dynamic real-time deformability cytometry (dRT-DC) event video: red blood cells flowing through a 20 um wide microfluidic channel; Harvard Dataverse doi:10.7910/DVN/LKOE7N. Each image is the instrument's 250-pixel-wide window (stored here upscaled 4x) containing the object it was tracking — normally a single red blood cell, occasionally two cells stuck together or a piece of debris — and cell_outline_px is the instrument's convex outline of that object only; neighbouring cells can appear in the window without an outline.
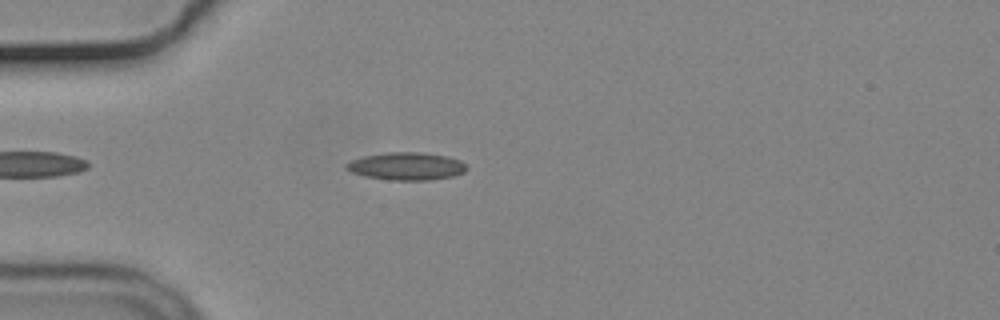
{"species": "common noctule bat (a hibernating species)", "species_latin": "Nyctalus noctula", "temperature_condition": "cold", "stored_images_in_passage": 30, "camera_frame_rate_fps": 3000, "um_per_image_px": 0.085, "animal": {"sex": "male", "body_mass_g": 19.2, "forearm_length_mm": 51.8}, "frame": {"image": 1, "passage_image": 6, "time_ms": 1.667, "image_size_px": [1000, 320], "cell_outline_px": [[468, 168], [464, 172], [452, 176], [432, 180], [392, 180], [364, 176], [352, 172], [344, 168], [344, 164], [352, 160], [364, 156], [388, 152], [420, 152], [448, 156], [460, 160]], "centroid_in_image_um": [34.54, 14.13], "position_along_channel_um": 50.5, "area_um2": 19.42}}
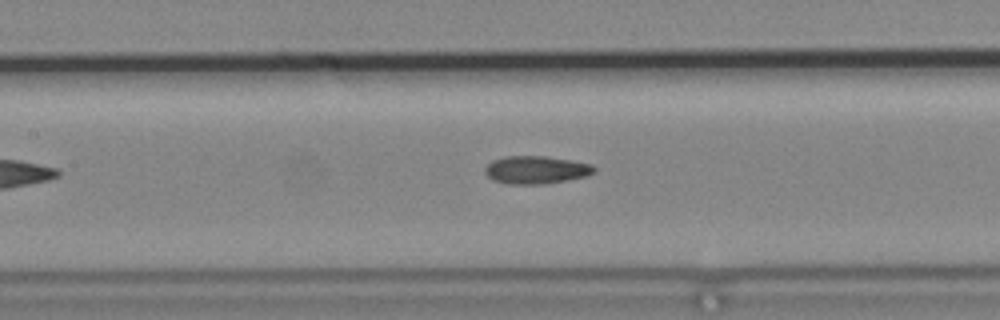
{"frame": {"image": 2, "passage_image": 16, "time_ms": 5.0, "image_size_px": [1000, 320], "cell_outline_px": [[596, 172], [588, 176], [568, 180], [544, 184], [508, 184], [492, 180], [484, 172], [484, 168], [492, 160], [504, 156], [544, 156], [592, 164], [596, 168]], "centroid_in_image_um": [45.56, 14.44], "position_along_channel_um": 161.8, "area_um2": 17.86}}
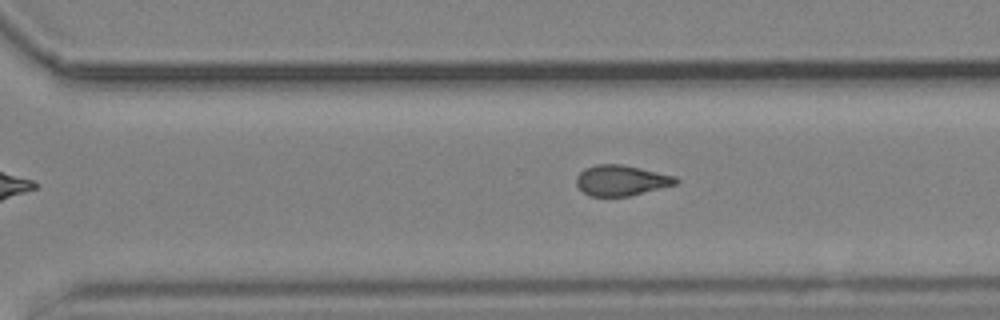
{"frame": {"image": 3, "passage_image": 25, "time_ms": 8.0, "image_size_px": [1000, 320], "cell_outline_px": [[680, 180], [676, 184], [628, 196], [592, 196], [584, 192], [576, 184], [576, 176], [584, 168], [596, 164], [620, 164], [640, 168], [676, 176]], "centroid_in_image_um": [52.8, 15.32], "position_along_channel_um": 317.8, "area_um2": 17.57}}